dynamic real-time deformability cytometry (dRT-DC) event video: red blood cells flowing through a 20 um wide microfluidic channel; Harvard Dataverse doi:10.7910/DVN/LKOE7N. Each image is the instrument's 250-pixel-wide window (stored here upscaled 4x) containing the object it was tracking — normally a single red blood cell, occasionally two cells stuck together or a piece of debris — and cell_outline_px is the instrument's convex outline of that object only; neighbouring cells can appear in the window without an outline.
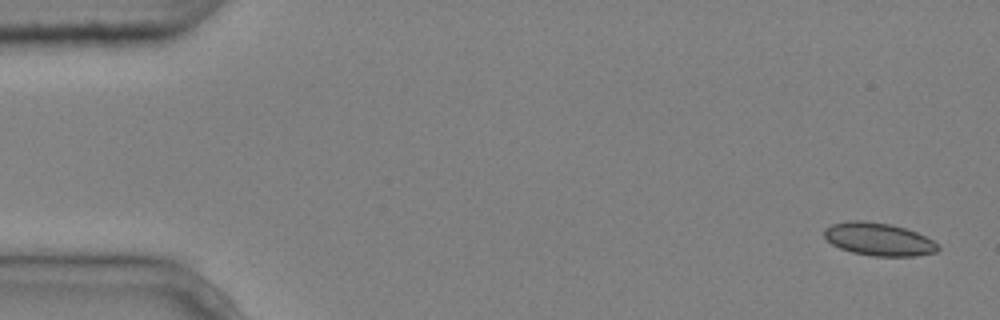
{"species": "common noctule bat (a hibernating species)", "species_latin": "Nyctalus noctula", "temperature_condition": "cold", "stored_images_in_passage": 5, "camera_frame_rate_fps": 3000, "um_per_image_px": 0.085, "animal": {"sex": "male", "body_mass_g": 20.4}, "frame": {"image": 1, "passage_image": 1, "time_ms": 0.0, "image_size_px": [1000, 320], "cell_outline_px": [[940, 248], [936, 252], [916, 256], [872, 256], [852, 252], [840, 248], [832, 244], [824, 236], [824, 228], [832, 224], [848, 220], [860, 220], [892, 224], [916, 232], [932, 240]], "centroid_in_image_um": [74.66, 20.33], "position_along_channel_um": 10.3, "area_um2": 21.73}}